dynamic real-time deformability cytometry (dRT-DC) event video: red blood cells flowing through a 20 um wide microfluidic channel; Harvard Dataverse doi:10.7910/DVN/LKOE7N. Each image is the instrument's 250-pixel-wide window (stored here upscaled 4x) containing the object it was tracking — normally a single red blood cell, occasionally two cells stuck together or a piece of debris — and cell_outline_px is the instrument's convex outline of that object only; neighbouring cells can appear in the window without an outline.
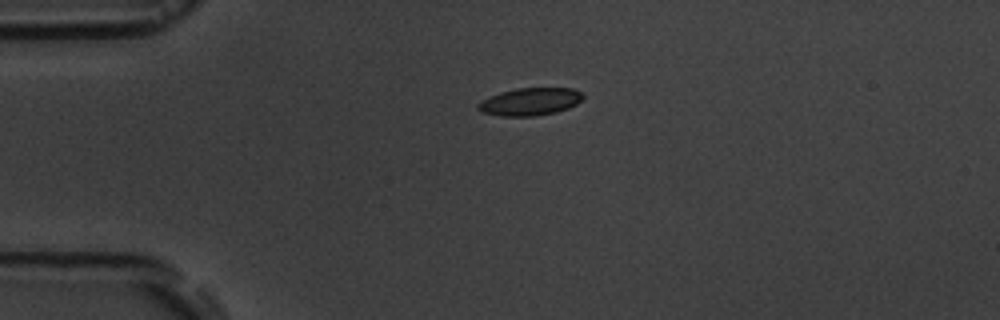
{"species": "common noctule bat (a hibernating species)", "species_latin": "Nyctalus noctula", "temperature_condition": "room temperature", "stored_images_in_passage": 2, "camera_frame_rate_fps": 3000, "um_per_image_px": 0.085, "animal": {"sex": "male", "body_mass_g": 19.5, "forearm_length_mm": 54.6}, "frame": {"image": 1, "passage_image": 1, "time_ms": 0.0, "image_size_px": [1000, 320], "cell_outline_px": [[584, 96], [576, 104], [568, 108], [556, 112], [536, 116], [500, 116], [480, 112], [476, 108], [476, 104], [480, 100], [500, 92], [516, 88], [572, 88], [580, 92]], "centroid_in_image_um": [44.99, 8.64], "position_along_channel_um": 40.0, "area_um2": 16.99}}